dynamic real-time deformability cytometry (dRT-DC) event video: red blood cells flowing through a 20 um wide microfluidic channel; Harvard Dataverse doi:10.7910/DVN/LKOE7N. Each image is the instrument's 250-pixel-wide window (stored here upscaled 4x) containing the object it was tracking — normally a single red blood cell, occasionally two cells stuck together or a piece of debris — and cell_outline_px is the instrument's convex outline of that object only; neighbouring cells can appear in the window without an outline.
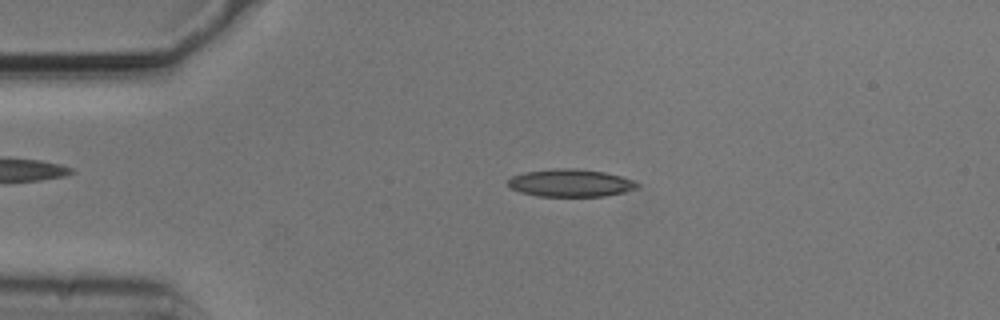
{"species": "common noctule bat (a hibernating species)", "species_latin": "Nyctalus noctula", "temperature_condition": "cold", "stored_images_in_passage": 49, "camera_frame_rate_fps": 3000, "um_per_image_px": 0.085, "animal": {"sex": "male", "body_mass_g": 20.5, "forearm_length_mm": 52.5}, "frame": {"image": 1, "passage_image": 11, "time_ms": 3.333, "image_size_px": [1000, 320], "cell_outline_px": [[640, 184], [636, 188], [624, 192], [604, 196], [536, 196], [520, 192], [512, 188], [508, 184], [508, 180], [512, 176], [524, 172], [556, 168], [572, 168], [604, 172], [620, 176], [632, 180]], "centroid_in_image_um": [48.48, 15.55], "position_along_channel_um": 36.5, "area_um2": 20.63}}
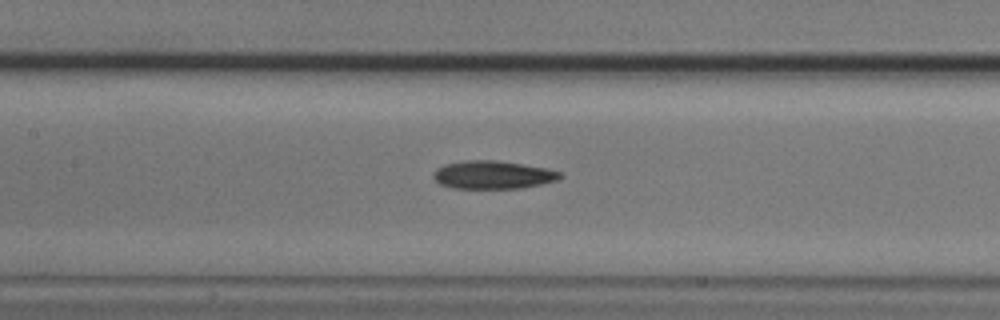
{"frame": {"image": 2, "passage_image": 24, "time_ms": 7.667, "image_size_px": [1000, 320], "cell_outline_px": [[564, 176], [556, 180], [540, 184], [520, 188], [452, 188], [440, 184], [432, 176], [436, 168], [448, 164], [464, 160], [496, 160], [544, 168], [560, 172]], "centroid_in_image_um": [41.87, 14.86], "position_along_channel_um": 165.5, "area_um2": 20.46}}
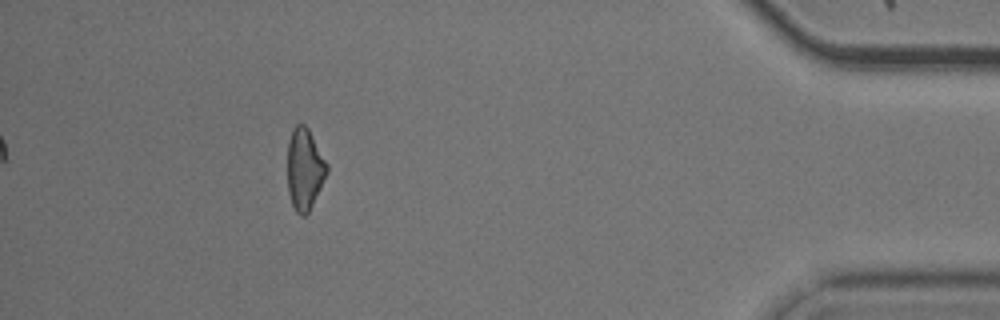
{"frame": {"image": 3, "passage_image": 48, "time_ms": 15.667, "image_size_px": [1000, 320], "cell_outline_px": [[328, 172], [308, 212], [304, 216], [300, 216], [296, 212], [292, 204], [288, 192], [288, 140], [292, 128], [296, 124], [304, 124], [308, 128], [328, 164]], "centroid_in_image_um": [25.88, 14.35], "position_along_channel_um": 409.3, "area_um2": 18.67}}